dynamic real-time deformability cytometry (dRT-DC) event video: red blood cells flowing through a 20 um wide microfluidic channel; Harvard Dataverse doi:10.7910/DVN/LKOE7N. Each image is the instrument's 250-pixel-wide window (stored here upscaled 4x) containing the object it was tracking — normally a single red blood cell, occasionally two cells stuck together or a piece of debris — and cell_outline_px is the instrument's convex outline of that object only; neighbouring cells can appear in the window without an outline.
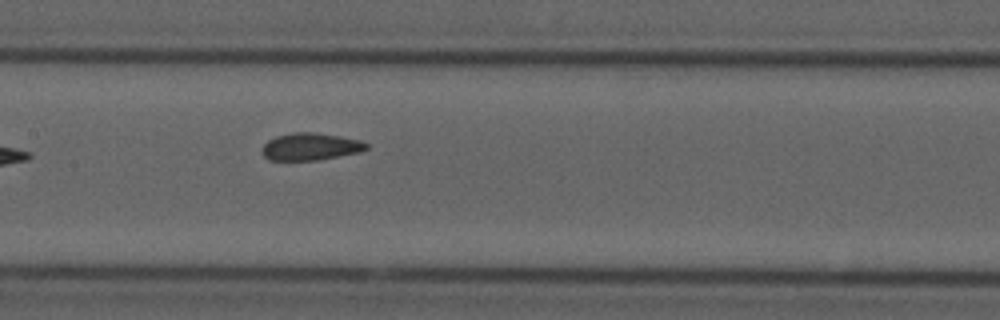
{"species": "common noctule bat (a hibernating species)", "species_latin": "Nyctalus noctula", "temperature_condition": "cold", "stored_images_in_passage": 8, "camera_frame_rate_fps": 3000, "um_per_image_px": 0.085, "animal": {"sex": "male", "forearm_length_mm": 52.5}, "frame": {"image": 1, "passage_image": 8, "time_ms": 2.333, "image_size_px": [1000, 320], "cell_outline_px": [[368, 148], [360, 152], [320, 160], [268, 160], [264, 156], [264, 144], [268, 140], [276, 136], [296, 132], [316, 132], [340, 136], [360, 140], [368, 144]], "centroid_in_image_um": [26.42, 12.46], "position_along_channel_um": 181.0, "area_um2": 16.53}}